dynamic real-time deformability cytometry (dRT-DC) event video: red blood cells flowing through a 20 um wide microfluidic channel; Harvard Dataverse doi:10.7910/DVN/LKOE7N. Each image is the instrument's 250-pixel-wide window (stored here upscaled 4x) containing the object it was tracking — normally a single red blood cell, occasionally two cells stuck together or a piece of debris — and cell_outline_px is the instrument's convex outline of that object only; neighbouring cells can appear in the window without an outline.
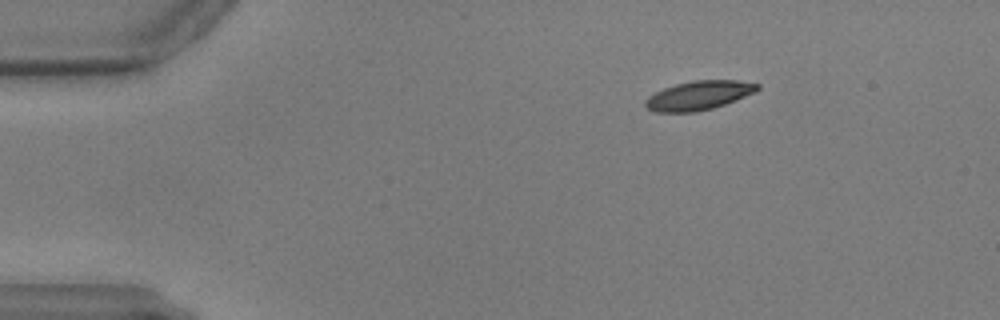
{"species": "common noctule bat (a hibernating species)", "species_latin": "Nyctalus noctula", "temperature_condition": "warm", "stored_images_in_passage": 14, "camera_frame_rate_fps": 3000, "um_per_image_px": 0.085, "animal": {"sex": "male", "body_mass_g": 17.9, "forearm_length_mm": 54.2}, "frame": {"image": 1, "passage_image": 3, "time_ms": 0.667, "image_size_px": [1000, 320], "cell_outline_px": [[760, 88], [756, 92], [724, 104], [712, 108], [696, 112], [656, 112], [644, 108], [644, 100], [648, 96], [664, 88], [676, 84], [692, 80], [740, 80], [760, 84]], "centroid_in_image_um": [59.38, 8.11], "position_along_channel_um": 25.6, "area_um2": 19.07}}